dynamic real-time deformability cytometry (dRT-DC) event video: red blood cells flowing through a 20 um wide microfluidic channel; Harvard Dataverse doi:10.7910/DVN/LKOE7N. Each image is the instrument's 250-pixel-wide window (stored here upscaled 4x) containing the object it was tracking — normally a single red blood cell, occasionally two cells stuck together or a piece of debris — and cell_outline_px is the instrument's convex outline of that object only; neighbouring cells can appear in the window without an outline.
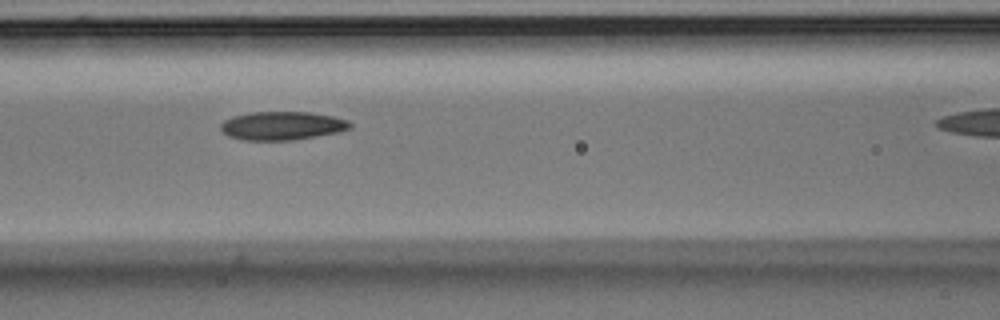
{"species": "Egyptian fruit bat (a non-hibernating species)", "species_latin": "Rousettus aegyptiacus", "temperature_condition": "room temperature", "stored_images_in_passage": 8, "camera_frame_rate_fps": 3000, "um_per_image_px": 0.085, "animal": {"sex": "male"}, "frame": {"image": 1, "passage_image": 5, "time_ms": 1.333, "image_size_px": [1000, 320], "cell_outline_px": [[352, 128], [340, 132], [292, 140], [240, 140], [228, 136], [220, 132], [220, 124], [224, 120], [232, 116], [248, 112], [308, 112], [332, 116], [348, 120], [352, 124]], "centroid_in_image_um": [23.94, 10.69], "position_along_channel_um": 142.7, "area_um2": 21.73}}
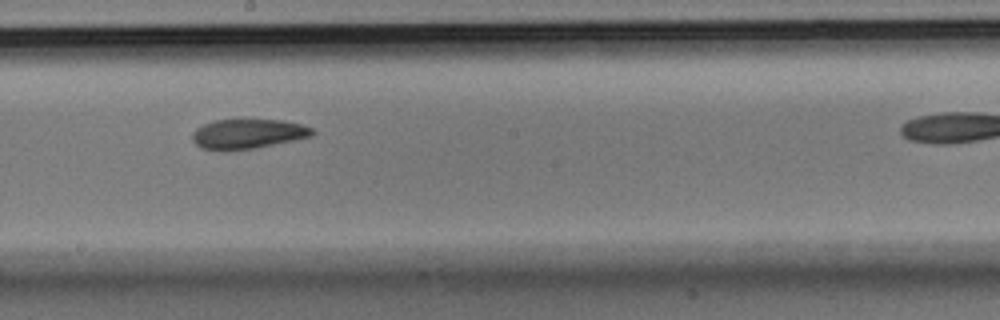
{"frame": {"image": 2, "passage_image": 7, "time_ms": 2.0, "image_size_px": [1000, 320], "cell_outline_px": [[316, 132], [312, 136], [256, 148], [224, 152], [200, 148], [192, 140], [192, 132], [196, 128], [212, 120], [244, 116], [280, 120], [300, 124], [312, 128]], "centroid_in_image_um": [21.01, 11.34], "position_along_channel_um": 227.2, "area_um2": 21.96}}